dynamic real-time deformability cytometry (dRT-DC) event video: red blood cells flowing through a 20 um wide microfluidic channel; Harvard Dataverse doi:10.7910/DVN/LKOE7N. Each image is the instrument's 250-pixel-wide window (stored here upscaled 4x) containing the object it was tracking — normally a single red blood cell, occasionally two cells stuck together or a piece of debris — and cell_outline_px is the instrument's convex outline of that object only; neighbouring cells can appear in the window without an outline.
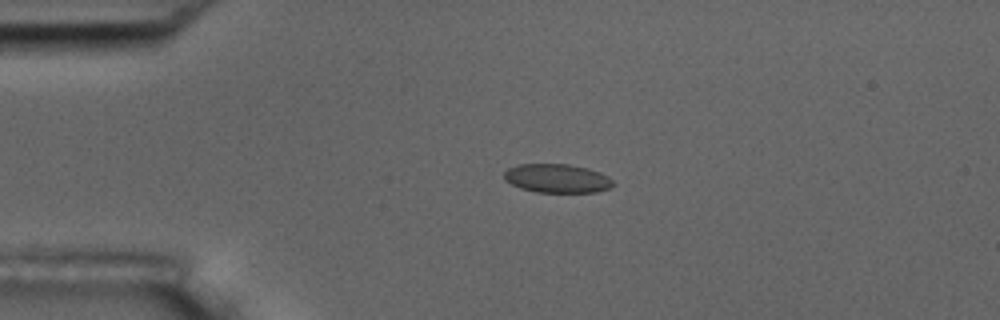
{"species": "common noctule bat (a hibernating species)", "species_latin": "Nyctalus noctula", "temperature_condition": "room temperature", "stored_images_in_passage": 2, "camera_frame_rate_fps": 3000, "um_per_image_px": 0.085, "animal": {"sex": "male", "body_mass_g": 17.5, "forearm_length_mm": 52.3}, "frame": {"image": 1, "passage_image": 1, "time_ms": 0.0, "image_size_px": [1000, 320], "cell_outline_px": [[616, 184], [612, 188], [596, 192], [536, 192], [520, 188], [504, 180], [504, 172], [508, 168], [520, 164], [568, 164], [588, 168], [600, 172], [608, 176]], "centroid_in_image_um": [47.38, 15.16], "position_along_channel_um": 37.6, "area_um2": 18.44}}